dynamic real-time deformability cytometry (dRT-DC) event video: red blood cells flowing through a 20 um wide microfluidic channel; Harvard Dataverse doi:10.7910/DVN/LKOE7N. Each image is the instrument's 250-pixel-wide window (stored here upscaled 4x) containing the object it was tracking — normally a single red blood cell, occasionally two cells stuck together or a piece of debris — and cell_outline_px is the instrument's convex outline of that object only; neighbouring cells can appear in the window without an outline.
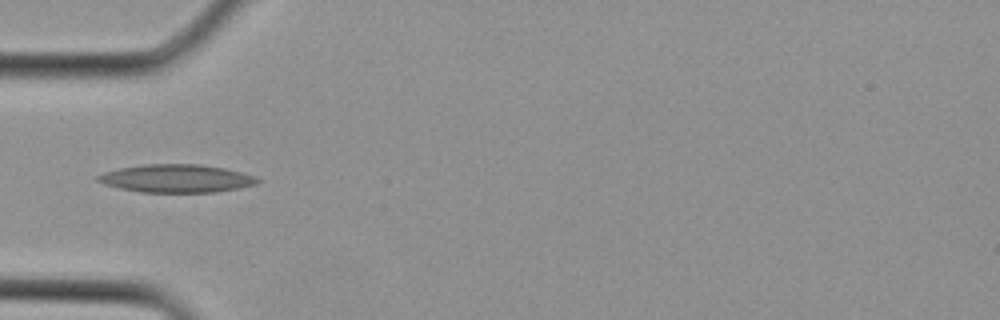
{"species": "Egyptian fruit bat (a non-hibernating species)", "species_latin": "Rousettus aegyptiacus", "temperature_condition": "cold", "stored_images_in_passage": 4, "camera_frame_rate_fps": 3000, "um_per_image_px": 0.085, "animal": {"sex": "female"}, "frame": {"image": 1, "passage_image": 4, "time_ms": 1.0, "image_size_px": [1000, 320], "cell_outline_px": [[260, 180], [256, 184], [216, 192], [140, 192], [120, 188], [104, 184], [96, 180], [96, 176], [104, 172], [120, 168], [144, 164], [200, 164], [224, 168], [256, 176]], "centroid_in_image_um": [14.97, 15.16], "position_along_channel_um": 70.0, "area_um2": 25.95}}